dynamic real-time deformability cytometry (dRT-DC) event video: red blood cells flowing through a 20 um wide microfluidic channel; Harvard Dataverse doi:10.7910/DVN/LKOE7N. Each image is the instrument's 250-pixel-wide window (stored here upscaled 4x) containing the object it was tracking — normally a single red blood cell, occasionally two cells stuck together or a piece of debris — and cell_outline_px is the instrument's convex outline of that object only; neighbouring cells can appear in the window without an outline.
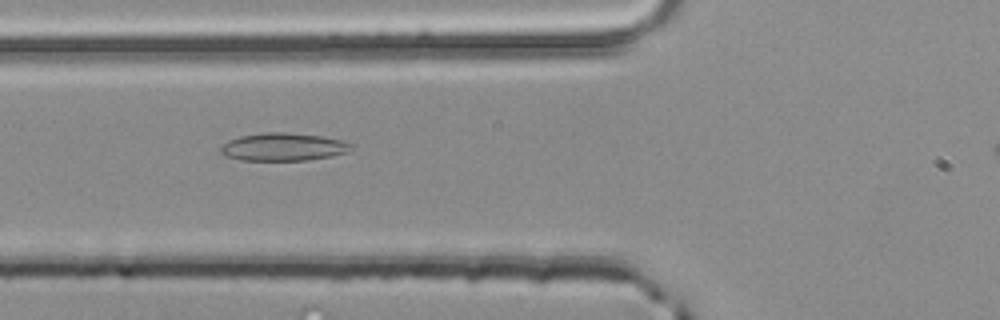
{"species": "common noctule bat (a hibernating species)", "species_latin": "Nyctalus noctula", "temperature_condition": "room temperature", "stored_images_in_passage": 33, "camera_frame_rate_fps": 3000, "um_per_image_px": 0.085, "animal": {"sex": "male", "body_mass_g": 20.4}, "frame": {"image": 1, "passage_image": 6, "time_ms": 1.667, "image_size_px": [1000, 320], "cell_outline_px": [[356, 144], [348, 152], [332, 156], [308, 160], [240, 160], [224, 156], [220, 152], [220, 148], [228, 140], [240, 136], [264, 132], [284, 132], [320, 136], [344, 140]], "centroid_in_image_um": [24.11, 12.49], "position_along_channel_um": 101.7, "area_um2": 21.39}}
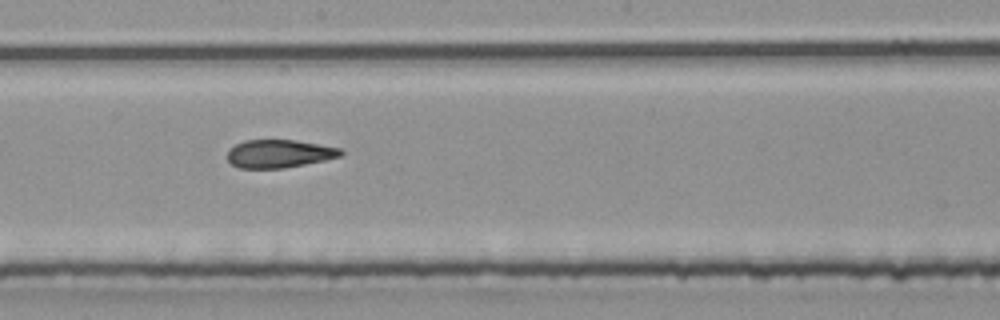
{"frame": {"image": 2, "passage_image": 15, "time_ms": 4.667, "image_size_px": [1000, 320], "cell_outline_px": [[344, 152], [340, 156], [324, 160], [284, 168], [240, 168], [232, 164], [228, 160], [228, 148], [244, 140], [296, 140], [340, 148]], "centroid_in_image_um": [23.71, 13.06], "position_along_channel_um": 224.5, "area_um2": 18.44}}
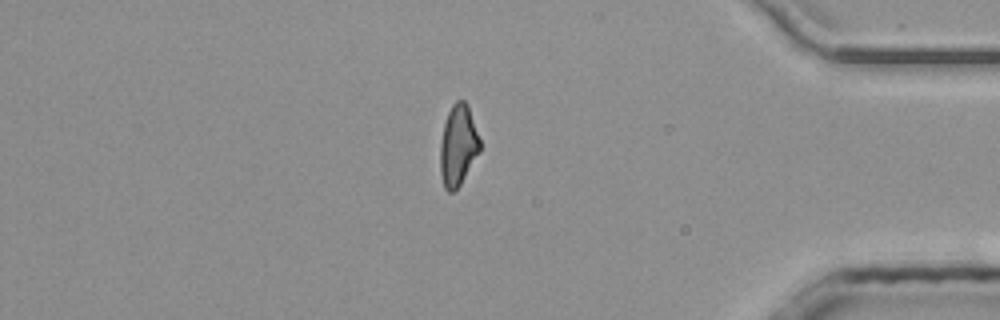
{"frame": {"image": 3, "passage_image": 30, "time_ms": 9.667, "image_size_px": [1000, 320], "cell_outline_px": [[480, 152], [460, 184], [452, 192], [448, 192], [444, 188], [440, 172], [440, 144], [444, 124], [448, 112], [452, 104], [456, 100], [464, 100], [468, 104], [480, 140]], "centroid_in_image_um": [38.93, 12.35], "position_along_channel_um": 396.3, "area_um2": 18.73}}